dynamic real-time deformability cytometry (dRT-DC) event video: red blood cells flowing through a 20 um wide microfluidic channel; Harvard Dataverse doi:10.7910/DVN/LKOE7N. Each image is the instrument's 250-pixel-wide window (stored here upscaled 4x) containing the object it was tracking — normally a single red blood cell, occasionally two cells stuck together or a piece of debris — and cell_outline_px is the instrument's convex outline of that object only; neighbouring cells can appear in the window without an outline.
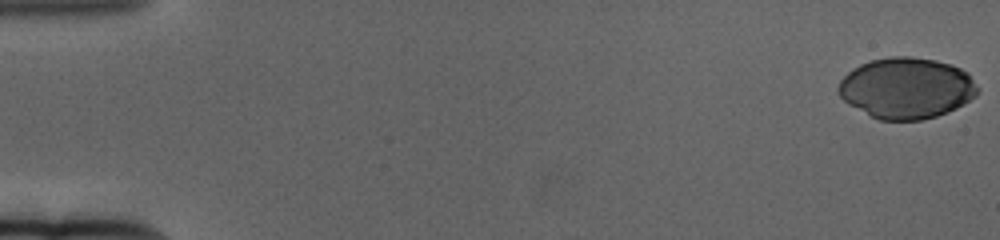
{"species": "human", "species_latin": "Homo sapiens", "temperature_condition": "cold", "stored_images_in_passage": 62, "camera_frame_rate_fps": 3000, "um_per_image_px": 0.085, "donor": {"sex": "female"}, "frame": {"image": 1, "passage_image": 1, "time_ms": 0.0, "image_size_px": [1000, 240], "cell_outline_px": [[980, 88], [976, 96], [964, 104], [948, 112], [936, 116], [920, 120], [880, 120], [848, 104], [836, 92], [836, 88], [840, 80], [852, 68], [860, 64], [872, 60], [892, 56], [908, 56], [936, 60], [952, 64], [968, 72]], "centroid_in_image_um": [77.06, 7.48], "position_along_channel_um": 7.9, "area_um2": 49.82}}
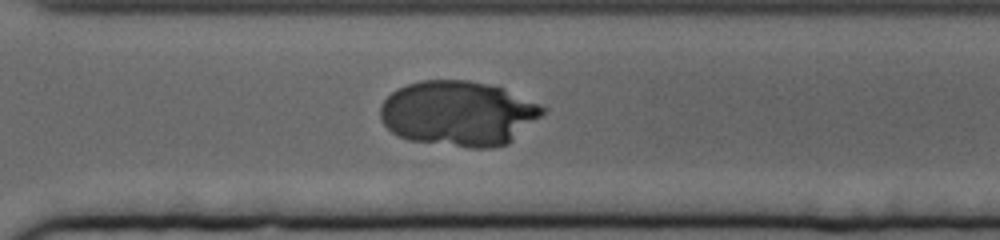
{"frame": {"image": 2, "passage_image": 45, "time_ms": 14.667, "image_size_px": [1000, 240], "cell_outline_px": [[548, 108], [540, 116], [508, 144], [492, 148], [468, 148], [408, 140], [392, 132], [380, 120], [380, 104], [392, 92], [408, 84], [420, 80], [468, 80], [488, 84], [504, 88], [540, 104]], "centroid_in_image_um": [38.96, 9.64], "position_along_channel_um": 331.6, "area_um2": 61.73}}
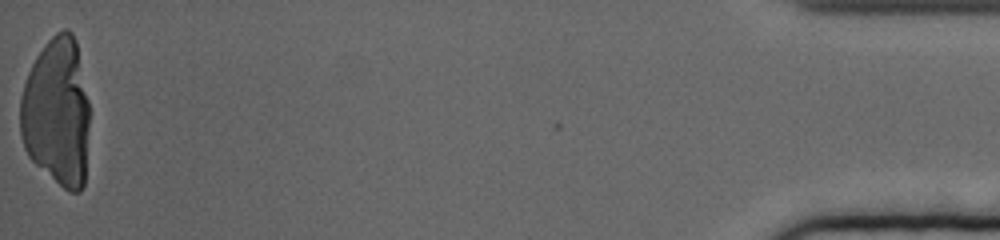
{"frame": {"image": 3, "passage_image": 62, "time_ms": 20.333, "image_size_px": [1000, 240], "cell_outline_px": [[88, 124], [84, 184], [80, 192], [68, 192], [36, 164], [28, 156], [24, 148], [20, 136], [20, 96], [28, 72], [36, 56], [44, 44], [56, 32], [64, 28], [68, 28], [72, 32], [76, 40], [88, 100]], "centroid_in_image_um": [4.81, 9.52], "position_along_channel_um": 430.4, "area_um2": 60.17}}